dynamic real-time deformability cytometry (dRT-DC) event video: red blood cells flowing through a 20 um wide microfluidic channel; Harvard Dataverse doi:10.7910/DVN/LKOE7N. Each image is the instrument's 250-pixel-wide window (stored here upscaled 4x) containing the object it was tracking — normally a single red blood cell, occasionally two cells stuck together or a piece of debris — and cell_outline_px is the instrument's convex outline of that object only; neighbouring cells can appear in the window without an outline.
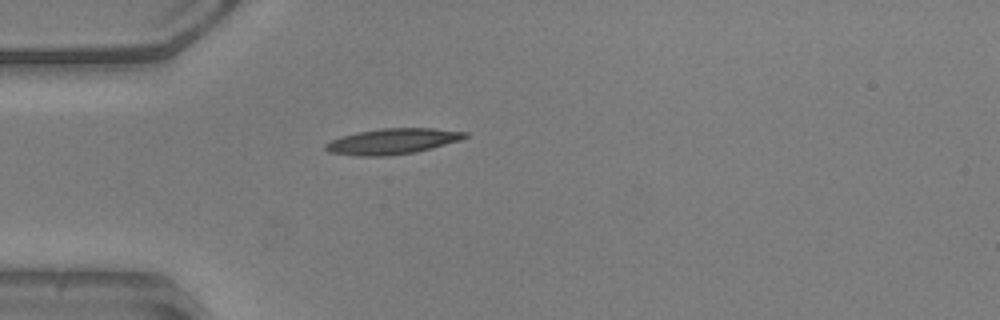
{"species": "common noctule bat (a hibernating species)", "species_latin": "Nyctalus noctula", "temperature_condition": "warm", "stored_images_in_passage": 38, "camera_frame_rate_fps": 3000, "um_per_image_px": 0.085, "animal": {"sex": "male", "body_mass_g": 20.5, "forearm_length_mm": 52.5}, "frame": {"image": 1, "passage_image": 1, "time_ms": 0.0, "image_size_px": [1000, 320], "cell_outline_px": [[468, 136], [460, 140], [432, 148], [416, 152], [388, 156], [356, 156], [328, 152], [324, 148], [324, 144], [332, 140], [344, 136], [360, 132], [380, 128], [432, 128], [468, 132]], "centroid_in_image_um": [33.37, 12.02], "position_along_channel_um": 51.6, "area_um2": 20.81}}
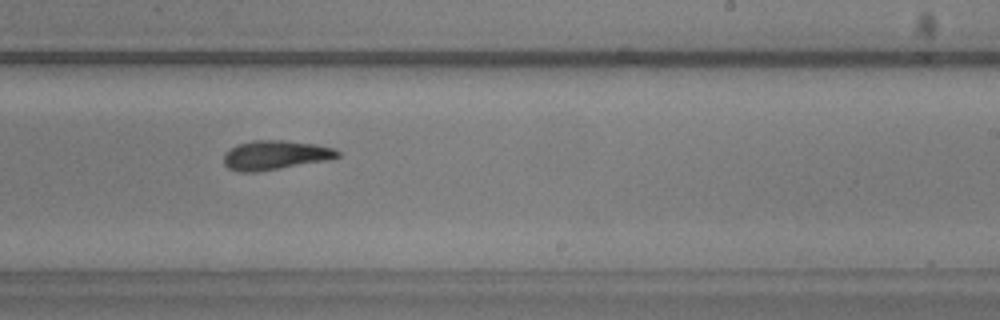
{"frame": {"image": 2, "passage_image": 18, "time_ms": 5.667, "image_size_px": [1000, 320], "cell_outline_px": [[340, 156], [328, 160], [256, 172], [236, 172], [228, 168], [224, 164], [224, 152], [228, 148], [236, 144], [252, 140], [284, 140], [316, 144], [332, 148], [340, 152]], "centroid_in_image_um": [23.34, 13.18], "position_along_channel_um": 265.7, "area_um2": 19.59}}
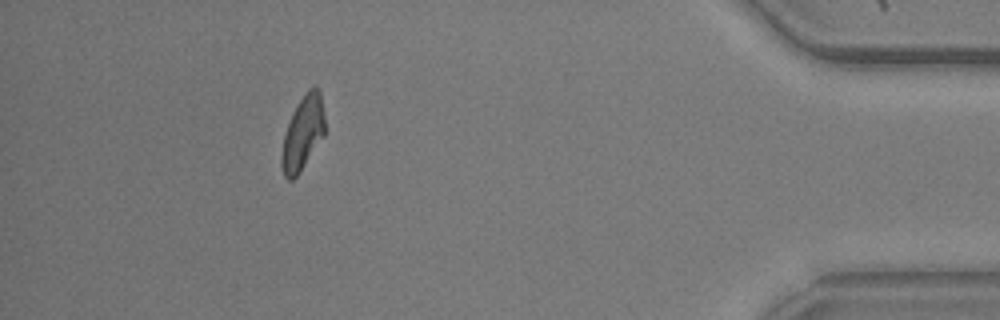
{"frame": {"image": 3, "passage_image": 33, "time_ms": 10.667, "image_size_px": [1000, 320], "cell_outline_px": [[324, 136], [300, 172], [292, 180], [288, 180], [284, 176], [280, 164], [280, 156], [284, 136], [292, 112], [308, 88], [312, 84], [316, 84], [320, 88], [324, 116]], "centroid_in_image_um": [25.74, 11.29], "position_along_channel_um": 409.5, "area_um2": 18.84}, "authors_computed_cell_mechanics": {"area_um2": 19.3052, "velocity_mm_per_s": 3.9506, "shape_relaxation_time_tau1_ms": 5.6942, "shape_relaxation_time_tau2_ms": 3.0696, "deformation_change_tau1": 0.1807, "deformation_change_tau2": 0.1126}}